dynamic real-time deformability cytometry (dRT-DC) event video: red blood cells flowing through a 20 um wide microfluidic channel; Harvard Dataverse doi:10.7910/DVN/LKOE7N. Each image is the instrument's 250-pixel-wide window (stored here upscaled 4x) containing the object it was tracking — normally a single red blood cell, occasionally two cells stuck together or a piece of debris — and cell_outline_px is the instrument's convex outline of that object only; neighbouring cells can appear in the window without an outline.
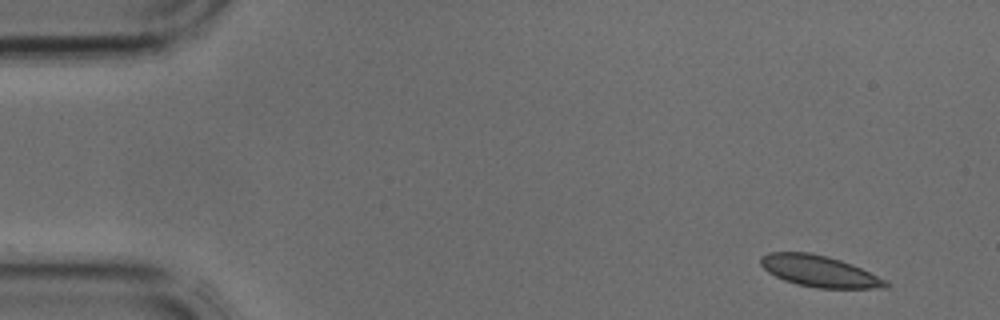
{"species": "common noctule bat (a hibernating species)", "species_latin": "Nyctalus noctula", "temperature_condition": "cold", "stored_images_in_passage": 4, "camera_frame_rate_fps": 3000, "um_per_image_px": 0.085, "animal": {"sex": "male", "body_mass_g": 17.9, "forearm_length_mm": 54.2}, "frame": {"image": 1, "passage_image": 1, "time_ms": 0.0, "image_size_px": [1000, 320], "cell_outline_px": [[892, 284], [888, 288], [816, 288], [796, 284], [784, 280], [768, 272], [760, 264], [760, 256], [768, 252], [808, 252], [828, 256], [852, 264]], "centroid_in_image_um": [69.61, 23.05], "position_along_channel_um": 15.4, "area_um2": 22.77}}
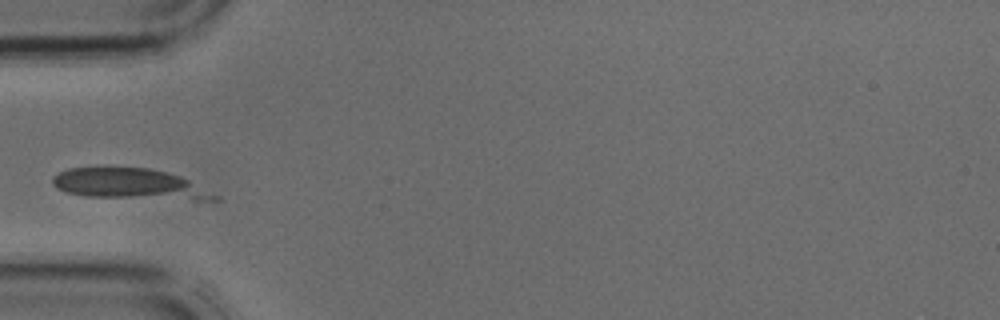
{"frame": {"image": 2, "passage_image": 4, "time_ms": 1.0, "image_size_px": [1000, 320], "cell_outline_px": [[220, 200], [192, 200], [88, 196], [68, 192], [56, 188], [52, 184], [52, 176], [68, 168], [96, 164], [108, 164], [148, 168], [168, 172], [180, 176], [220, 196]], "centroid_in_image_um": [10.95, 15.58], "position_along_channel_um": 74.0, "area_um2": 30.06}}